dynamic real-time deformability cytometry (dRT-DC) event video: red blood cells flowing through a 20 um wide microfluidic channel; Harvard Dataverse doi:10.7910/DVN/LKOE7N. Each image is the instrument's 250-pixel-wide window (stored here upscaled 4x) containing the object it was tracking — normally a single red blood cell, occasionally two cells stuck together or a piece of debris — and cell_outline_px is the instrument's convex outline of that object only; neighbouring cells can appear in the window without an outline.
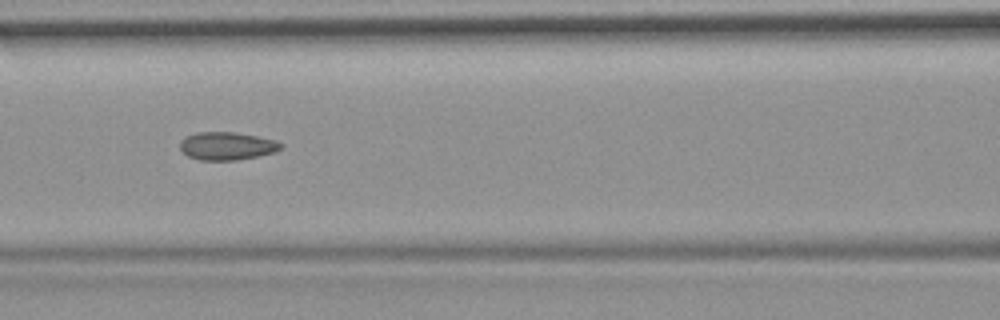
{"species": "common noctule bat (a hibernating species)", "species_latin": "Nyctalus noctula", "temperature_condition": "room temperature", "stored_images_in_passage": 11, "camera_frame_rate_fps": 3000, "um_per_image_px": 0.085, "animal": {"sex": "female", "body_mass_g": 19.9}, "frame": {"image": 1, "passage_image": 7, "time_ms": 7.667, "image_size_px": [1000, 320], "cell_outline_px": [[284, 144], [280, 148], [272, 152], [256, 156], [236, 160], [200, 160], [188, 156], [180, 148], [180, 140], [184, 136], [196, 132], [232, 132], [256, 136], [276, 140]], "centroid_in_image_um": [19.24, 12.4], "position_along_channel_um": 147.4, "area_um2": 16.3}}
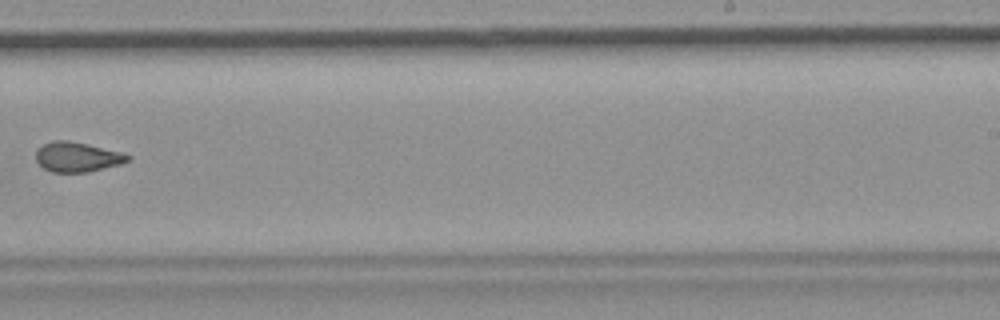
{"frame": {"image": 2, "passage_image": 10, "time_ms": 11.333, "image_size_px": [1000, 320], "cell_outline_px": [[132, 156], [128, 160], [120, 164], [88, 172], [52, 172], [44, 168], [36, 160], [36, 152], [44, 144], [52, 140], [68, 140], [88, 144], [120, 152]], "centroid_in_image_um": [6.56, 13.34], "position_along_channel_um": 282.4, "area_um2": 15.78}}
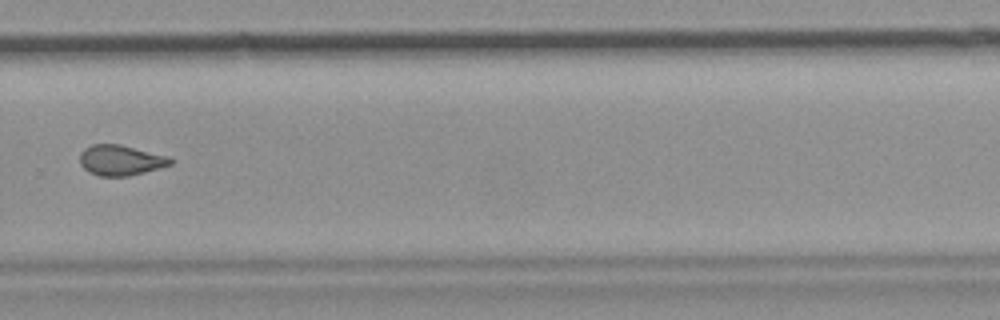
{"frame": {"image": 3, "passage_image": 11, "time_ms": 12.333, "image_size_px": [1000, 320], "cell_outline_px": [[176, 160], [172, 164], [144, 172], [128, 176], [100, 176], [88, 172], [80, 164], [80, 152], [84, 148], [92, 144], [120, 144], [168, 156]], "centroid_in_image_um": [10.25, 13.61], "position_along_channel_um": 319.5, "area_um2": 16.13}}